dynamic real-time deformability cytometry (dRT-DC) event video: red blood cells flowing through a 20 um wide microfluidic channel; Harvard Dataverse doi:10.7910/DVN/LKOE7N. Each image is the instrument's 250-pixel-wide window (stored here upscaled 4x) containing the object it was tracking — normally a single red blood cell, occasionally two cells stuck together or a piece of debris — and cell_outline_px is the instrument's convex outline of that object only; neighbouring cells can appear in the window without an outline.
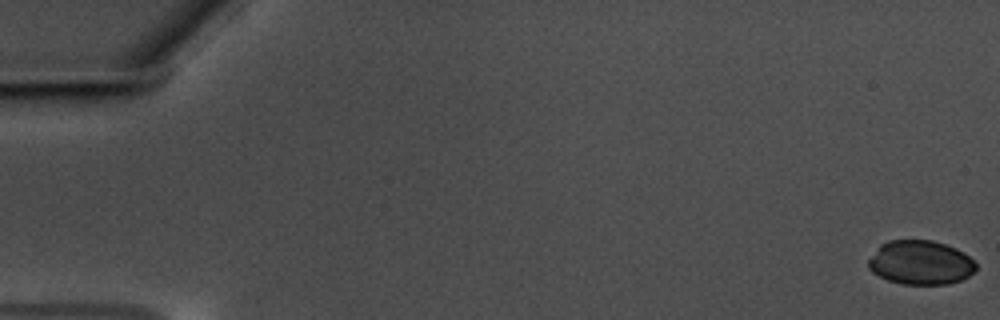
{"species": "common noctule bat (a hibernating species)", "species_latin": "Nyctalus noctula", "temperature_condition": "warm", "stored_images_in_passage": 53, "camera_frame_rate_fps": 3000, "um_per_image_px": 0.085, "animal": {"sex": "male", "body_mass_g": 17.5, "forearm_length_mm": 52.3}, "frame": {"image": 1, "passage_image": 1, "time_ms": 0.0, "image_size_px": [1000, 320], "cell_outline_px": [[976, 268], [968, 276], [960, 280], [948, 284], [904, 284], [888, 280], [872, 272], [868, 268], [868, 260], [880, 244], [888, 240], [932, 240], [956, 248], [964, 252], [976, 264]], "centroid_in_image_um": [78.22, 22.31], "position_along_channel_um": 6.8, "area_um2": 27.57}}
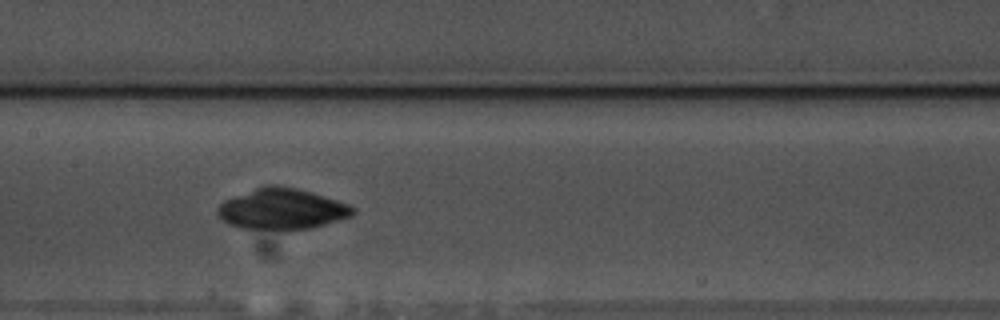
{"frame": {"image": 2, "passage_image": 30, "time_ms": 9.667, "image_size_px": [1000, 320], "cell_outline_px": [[356, 212], [352, 216], [312, 228], [240, 228], [228, 224], [216, 212], [216, 208], [224, 200], [264, 184], [276, 184], [296, 188], [312, 192], [348, 204], [356, 208]], "centroid_in_image_um": [23.96, 17.73], "position_along_channel_um": 183.4, "area_um2": 31.96}}
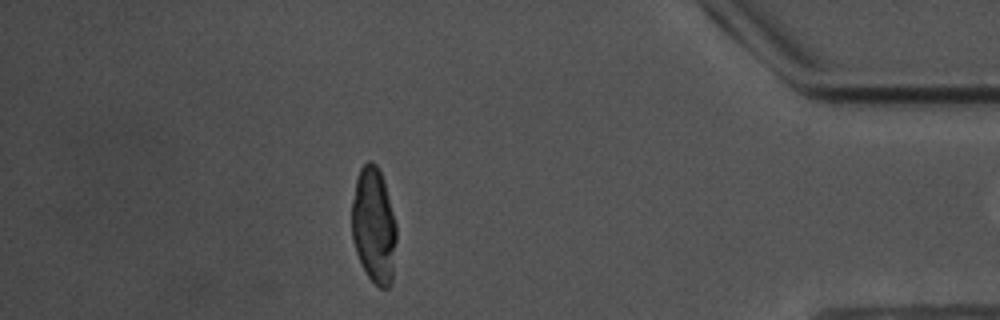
{"frame": {"image": 3, "passage_image": 52, "time_ms": 17.0, "image_size_px": [1000, 320], "cell_outline_px": [[396, 240], [392, 280], [388, 288], [380, 288], [368, 276], [356, 252], [352, 240], [352, 204], [356, 180], [360, 168], [368, 160], [372, 160], [380, 168], [384, 180], [396, 224]], "centroid_in_image_um": [31.78, 19.13], "position_along_channel_um": 403.4, "area_um2": 30.11}}